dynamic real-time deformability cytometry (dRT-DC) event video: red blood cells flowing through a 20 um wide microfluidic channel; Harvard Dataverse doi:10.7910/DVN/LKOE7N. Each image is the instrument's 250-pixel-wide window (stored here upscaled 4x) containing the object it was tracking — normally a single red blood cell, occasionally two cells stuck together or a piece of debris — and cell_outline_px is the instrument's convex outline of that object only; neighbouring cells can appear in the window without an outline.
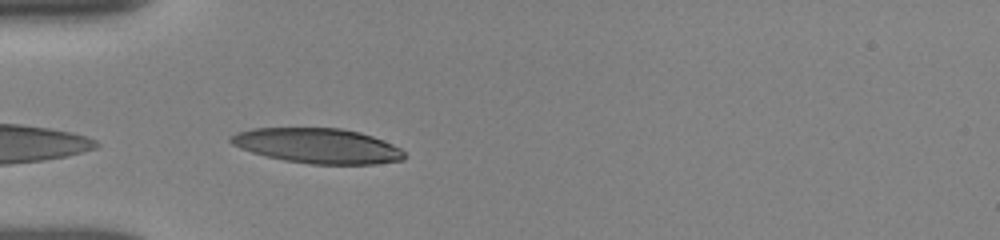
{"species": "human", "species_latin": "Homo sapiens", "temperature_condition": "room temperature", "stored_images_in_passage": 5, "camera_frame_rate_fps": 3000, "um_per_image_px": 0.085, "donor": {"sex": "female"}, "frame": {"image": 1, "passage_image": 4, "time_ms": 0.667, "image_size_px": [1000, 240], "cell_outline_px": [[404, 160], [376, 164], [312, 164], [284, 160], [252, 152], [240, 148], [232, 144], [228, 140], [236, 132], [252, 128], [340, 128], [360, 132], [372, 136], [392, 144], [400, 148], [404, 152]], "centroid_in_image_um": [27.0, 12.39], "position_along_channel_um": 58.0, "area_um2": 35.32}}